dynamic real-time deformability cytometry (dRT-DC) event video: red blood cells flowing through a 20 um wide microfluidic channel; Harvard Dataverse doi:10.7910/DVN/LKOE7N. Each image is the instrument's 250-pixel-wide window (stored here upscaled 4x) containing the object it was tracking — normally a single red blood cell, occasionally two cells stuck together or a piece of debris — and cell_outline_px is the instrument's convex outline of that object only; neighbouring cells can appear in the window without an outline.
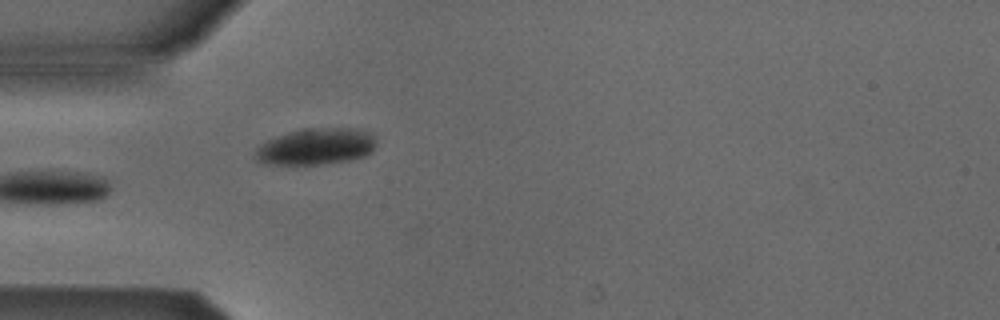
{"species": "Egyptian fruit bat (a non-hibernating species)", "species_latin": "Rousettus aegyptiacus", "temperature_condition": "cold", "stored_images_in_passage": 5, "camera_frame_rate_fps": 3000, "um_per_image_px": 0.085, "animal": {"sex": "male"}, "frame": {"image": 1, "passage_image": 5, "time_ms": 1.333, "image_size_px": [1000, 320], "cell_outline_px": [[376, 144], [372, 152], [368, 156], [352, 160], [328, 164], [260, 164], [256, 160], [256, 148], [260, 144], [276, 136], [288, 132], [304, 128], [360, 128], [376, 136]], "centroid_in_image_um": [26.91, 12.46], "position_along_channel_um": 58.1, "area_um2": 26.24}}